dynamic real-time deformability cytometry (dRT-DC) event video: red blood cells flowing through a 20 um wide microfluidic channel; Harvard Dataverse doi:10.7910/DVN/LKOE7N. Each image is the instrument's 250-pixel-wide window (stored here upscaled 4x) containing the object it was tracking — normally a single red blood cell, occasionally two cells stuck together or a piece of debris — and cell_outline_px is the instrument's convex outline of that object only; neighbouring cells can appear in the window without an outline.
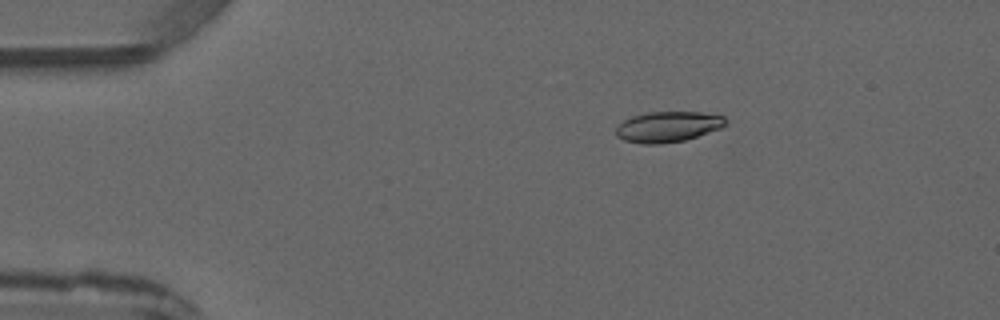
{"species": "common noctule bat (a hibernating species)", "species_latin": "Nyctalus noctula", "temperature_condition": "warm", "stored_images_in_passage": 8, "camera_frame_rate_fps": 3000, "um_per_image_px": 0.085, "animal": {"sex": "male", "forearm_length_mm": 52.5}, "frame": {"image": 1, "passage_image": 3, "time_ms": 2.333, "image_size_px": [1000, 320], "cell_outline_px": [[724, 124], [720, 128], [684, 140], [660, 144], [644, 144], [624, 140], [616, 136], [616, 128], [624, 120], [632, 116], [648, 112], [700, 112], [724, 116]], "centroid_in_image_um": [56.72, 10.77], "position_along_channel_um": 28.3, "area_um2": 19.25}}